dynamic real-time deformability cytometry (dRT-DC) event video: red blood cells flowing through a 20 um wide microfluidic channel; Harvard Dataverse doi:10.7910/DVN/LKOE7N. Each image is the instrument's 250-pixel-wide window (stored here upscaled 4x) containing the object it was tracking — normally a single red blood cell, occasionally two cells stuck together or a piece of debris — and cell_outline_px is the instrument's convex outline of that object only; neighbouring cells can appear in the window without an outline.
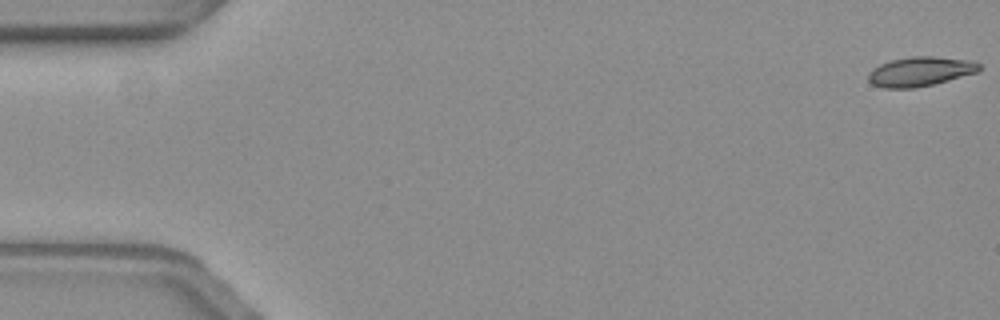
{"species": "common noctule bat (a hibernating species)", "species_latin": "Nyctalus noctula", "temperature_condition": "warm", "stored_images_in_passage": 58, "camera_frame_rate_fps": 3000, "um_per_image_px": 0.085, "animal": {"sex": "female", "body_mass_g": 19.3, "forearm_length_mm": 54.1}, "frame": {"image": 1, "passage_image": 1, "time_ms": 0.0, "image_size_px": [1000, 320], "cell_outline_px": [[980, 68], [976, 72], [948, 80], [932, 84], [912, 88], [884, 88], [872, 84], [868, 80], [868, 72], [872, 68], [880, 64], [892, 60], [912, 56], [932, 56], [968, 60], [980, 64]], "centroid_in_image_um": [78.16, 6.07], "position_along_channel_um": 6.8, "area_um2": 18.79}}
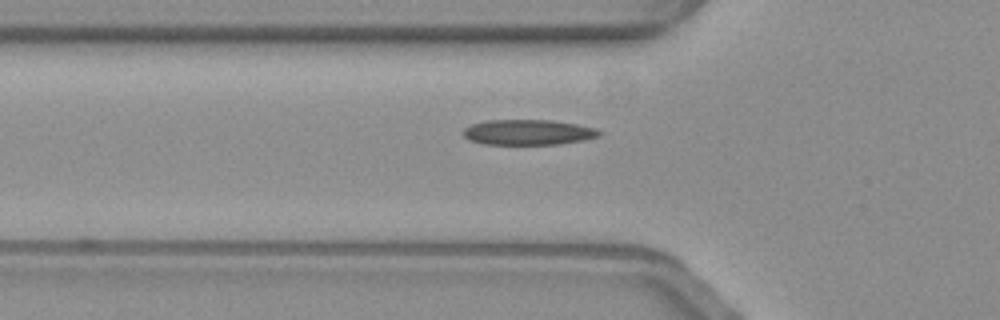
{"frame": {"image": 2, "passage_image": 20, "time_ms": 6.333, "image_size_px": [1000, 320], "cell_outline_px": [[604, 132], [600, 136], [584, 140], [560, 144], [484, 144], [468, 140], [460, 132], [464, 128], [472, 124], [484, 120], [552, 120], [576, 124], [596, 128]], "centroid_in_image_um": [44.89, 11.24], "position_along_channel_um": 80.9, "area_um2": 20.35}}
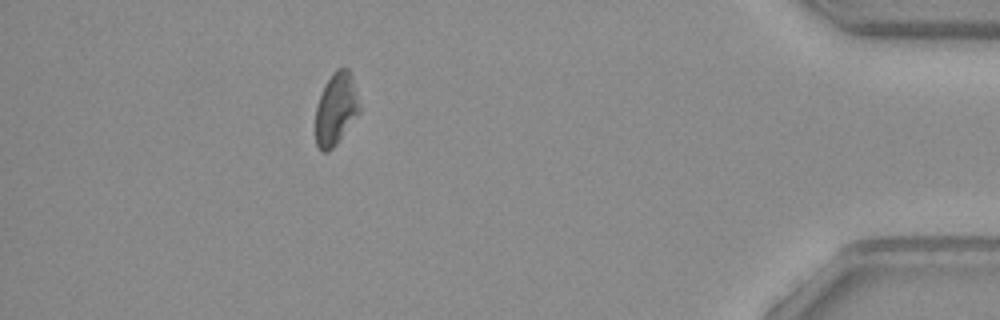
{"frame": {"image": 3, "passage_image": 52, "time_ms": 17.0, "image_size_px": [1000, 320], "cell_outline_px": [[360, 112], [336, 144], [328, 152], [320, 152], [316, 144], [316, 108], [324, 84], [332, 72], [336, 68], [348, 68], [352, 76], [360, 104]], "centroid_in_image_um": [28.56, 9.25], "position_along_channel_um": 406.6, "area_um2": 18.55}, "authors_computed_cell_mechanics": {"area_um2": 19.363, "velocity_mm_per_s": 3.5539, "shape_relaxation_time_tau1_ms": 6.3383, "shape_relaxation_time_tau2_ms": 3.4213, "deformation_change_tau1": 0.1695, "deformation_change_tau2": 0.1033}}